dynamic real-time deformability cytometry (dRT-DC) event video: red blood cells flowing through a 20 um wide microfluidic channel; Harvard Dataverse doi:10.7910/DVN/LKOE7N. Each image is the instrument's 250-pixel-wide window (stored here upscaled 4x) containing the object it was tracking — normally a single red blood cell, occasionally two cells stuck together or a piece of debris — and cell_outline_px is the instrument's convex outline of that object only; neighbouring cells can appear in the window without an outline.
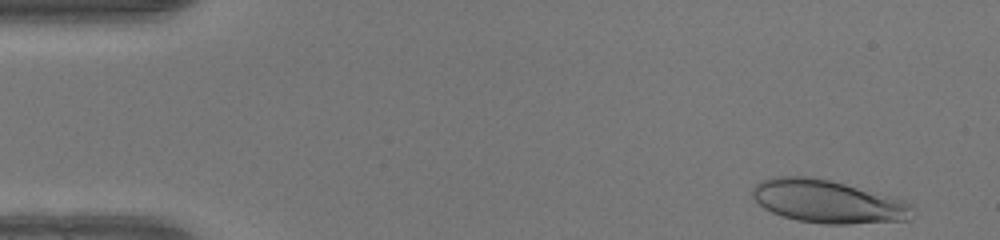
{"species": "human", "species_latin": "Homo sapiens", "temperature_condition": "warm", "stored_images_in_passage": 47, "camera_frame_rate_fps": 3000, "um_per_image_px": 0.085, "donor": {"sex": "female"}, "frame": {"image": 1, "passage_image": 1, "time_ms": 0.0, "image_size_px": [1000, 240], "cell_outline_px": [[916, 208], [908, 220], [848, 224], [824, 224], [796, 220], [772, 212], [764, 208], [752, 196], [752, 188], [760, 180], [772, 176], [816, 176], [832, 180], [904, 200], [912, 204]], "centroid_in_image_um": [70.36, 17.11], "position_along_channel_um": 14.6, "area_um2": 40.4}}
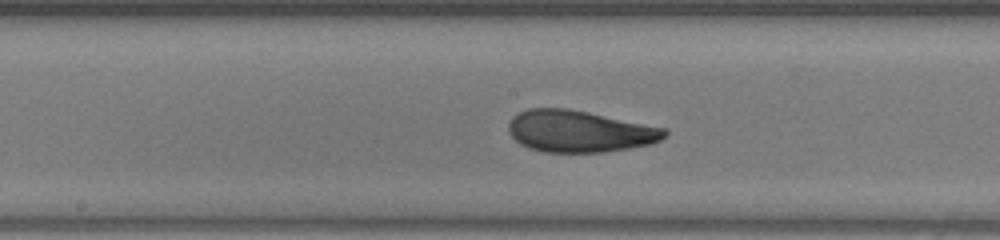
{"frame": {"image": 2, "passage_image": 23, "time_ms": 7.333, "image_size_px": [1000, 240], "cell_outline_px": [[668, 132], [660, 140], [652, 144], [628, 148], [600, 152], [544, 152], [528, 148], [520, 144], [508, 132], [508, 124], [512, 116], [528, 108], [568, 108], [668, 128]], "centroid_in_image_um": [49.24, 11.15], "position_along_channel_um": 199.0, "area_um2": 38.09}}
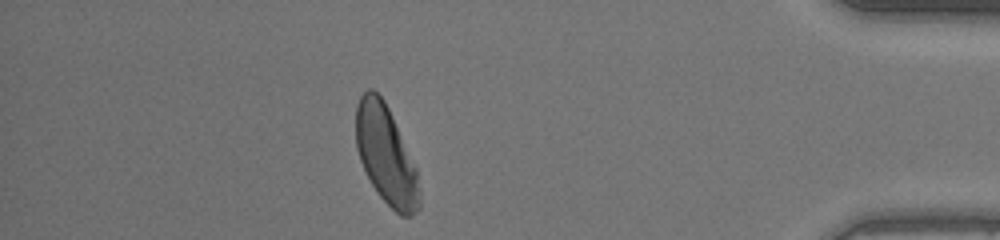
{"frame": {"image": 3, "passage_image": 41, "time_ms": 13.333, "image_size_px": [1000, 240], "cell_outline_px": [[420, 208], [412, 216], [400, 216], [380, 196], [372, 184], [360, 160], [356, 148], [356, 104], [360, 96], [368, 88], [372, 88], [384, 100], [392, 116], [416, 168], [420, 188]], "centroid_in_image_um": [32.81, 13.18], "position_along_channel_um": 402.4, "area_um2": 36.18}, "authors_computed_cell_mechanics": {"area_um2": 37.9746, "velocity_mm_per_s": 4.1599, "shape_relaxation_time_tau1_ms": 5.8014, "shape_relaxation_time_tau2_ms": 0.84, "deformation_change_tau1": 0.1988, "deformation_change_tau2": 0.0691}}